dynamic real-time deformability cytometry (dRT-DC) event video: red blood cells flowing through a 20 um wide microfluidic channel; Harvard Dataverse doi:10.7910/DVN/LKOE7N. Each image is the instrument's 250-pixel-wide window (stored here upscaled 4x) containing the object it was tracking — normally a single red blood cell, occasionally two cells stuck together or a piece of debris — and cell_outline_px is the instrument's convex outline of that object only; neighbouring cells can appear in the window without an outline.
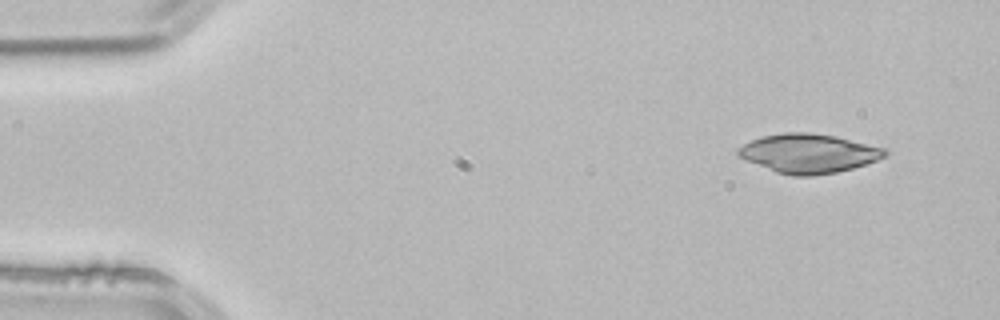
{"species": "common noctule bat (a hibernating species)", "species_latin": "Nyctalus noctula", "temperature_condition": "room temperature", "stored_images_in_passage": 4, "camera_frame_rate_fps": 3000, "um_per_image_px": 0.085, "animal": {"sex": "male", "body_mass_g": 21.5, "forearm_length_mm": 52.0}, "frame": {"image": 1, "passage_image": 1, "time_ms": 0.0, "image_size_px": [1000, 320], "cell_outline_px": [[888, 156], [852, 168], [836, 172], [812, 176], [792, 176], [776, 172], [744, 160], [736, 152], [736, 148], [752, 140], [764, 136], [784, 132], [808, 132], [836, 136], [888, 148]], "centroid_in_image_um": [68.75, 13.03], "position_along_channel_um": 16.3, "area_um2": 33.58}}